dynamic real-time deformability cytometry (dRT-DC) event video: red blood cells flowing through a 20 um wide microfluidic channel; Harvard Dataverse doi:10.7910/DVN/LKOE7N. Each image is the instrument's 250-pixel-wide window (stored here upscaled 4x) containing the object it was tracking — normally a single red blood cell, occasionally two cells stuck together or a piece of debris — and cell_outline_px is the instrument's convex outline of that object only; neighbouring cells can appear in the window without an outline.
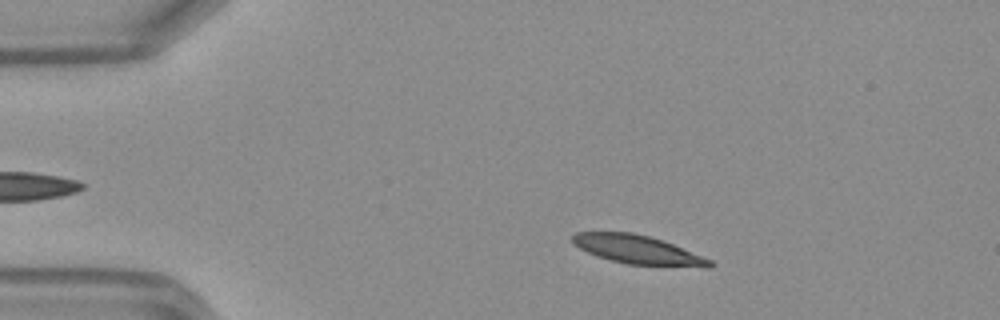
{"species": "Egyptian fruit bat (a non-hibernating species)", "species_latin": "Rousettus aegyptiacus", "temperature_condition": "warm", "stored_images_in_passage": 39, "camera_frame_rate_fps": 3000, "um_per_image_px": 0.085, "frame": {"image": 1, "passage_image": 6, "time_ms": 1.667, "image_size_px": [1000, 320], "cell_outline_px": [[716, 264], [712, 268], [704, 268], [628, 264], [596, 256], [580, 248], [572, 240], [572, 236], [576, 232], [632, 232], [648, 236], [672, 244], [712, 260]], "centroid_in_image_um": [54.28, 21.24], "position_along_channel_um": 30.7, "area_um2": 22.89}}
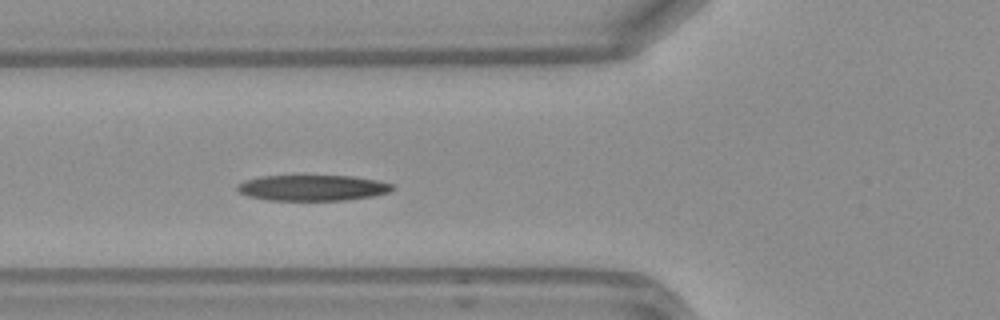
{"frame": {"image": 2, "passage_image": 15, "time_ms": 4.667, "image_size_px": [1000, 320], "cell_outline_px": [[396, 188], [388, 192], [372, 196], [348, 200], [268, 200], [248, 196], [240, 192], [236, 188], [236, 184], [244, 180], [260, 176], [352, 176], [376, 180], [392, 184]], "centroid_in_image_um": [26.54, 15.96], "position_along_channel_um": 99.3, "area_um2": 23.29}}
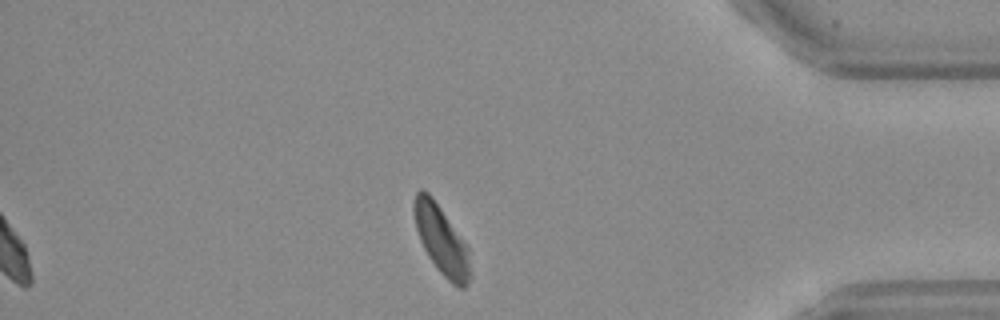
{"frame": {"image": 3, "passage_image": 39, "time_ms": 12.667, "image_size_px": [1000, 320], "cell_outline_px": [[472, 276], [468, 284], [464, 288], [460, 288], [452, 284], [440, 272], [428, 256], [420, 240], [416, 228], [412, 208], [412, 204], [416, 192], [420, 188], [428, 192], [432, 196], [468, 248], [472, 272]], "centroid_in_image_um": [37.52, 20.42], "position_along_channel_um": 397.7, "area_um2": 22.54}, "authors_computed_cell_mechanics": {"area_um2": 23.6402, "velocity_mm_per_s": 4.1329, "shape_relaxation_time_tau1_ms": 5.0236, "shape_relaxation_time_tau2_ms": 1.8262, "deformation_change_tau1": 0.1681, "deformation_change_tau2": 0.0924}}